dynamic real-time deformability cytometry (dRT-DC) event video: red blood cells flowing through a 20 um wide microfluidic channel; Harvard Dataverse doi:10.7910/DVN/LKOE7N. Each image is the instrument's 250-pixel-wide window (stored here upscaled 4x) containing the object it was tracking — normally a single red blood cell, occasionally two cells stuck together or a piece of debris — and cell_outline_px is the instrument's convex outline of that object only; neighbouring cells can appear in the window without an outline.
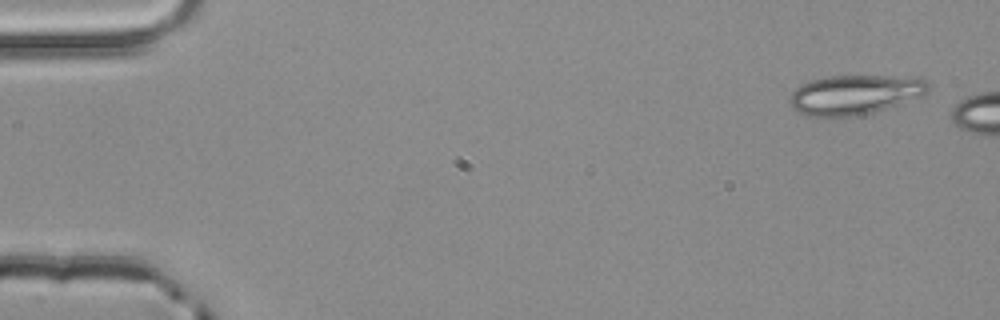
{"species": "common noctule bat (a hibernating species)", "species_latin": "Nyctalus noctula", "temperature_condition": "room temperature", "stored_images_in_passage": 4, "camera_frame_rate_fps": 3000, "um_per_image_px": 0.085, "animal": {"sex": "male", "body_mass_g": 20.4}, "frame": {"image": 1, "passage_image": 1, "time_ms": 0.0, "image_size_px": [1000, 320], "cell_outline_px": [[928, 92], [920, 96], [872, 112], [852, 116], [808, 116], [792, 108], [788, 104], [788, 100], [792, 92], [796, 88], [812, 80], [824, 76], [888, 76], [924, 80], [928, 84]], "centroid_in_image_um": [72.56, 8.04], "position_along_channel_um": 12.4, "area_um2": 31.21}}